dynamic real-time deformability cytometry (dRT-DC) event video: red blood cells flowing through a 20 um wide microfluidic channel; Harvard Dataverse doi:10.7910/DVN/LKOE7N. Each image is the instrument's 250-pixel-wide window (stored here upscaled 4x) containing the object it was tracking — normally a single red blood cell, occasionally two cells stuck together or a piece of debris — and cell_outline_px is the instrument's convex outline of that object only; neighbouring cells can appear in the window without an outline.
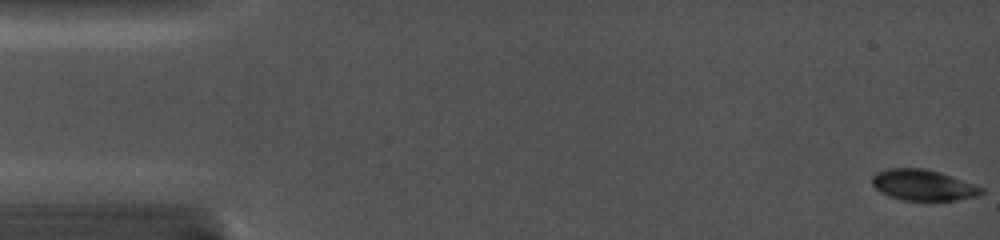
{"species": "common noctule bat (a hibernating species)", "species_latin": "Nyctalus noctula", "temperature_condition": "cold", "stored_images_in_passage": 38, "camera_frame_rate_fps": 5000, "um_per_image_px": 0.085, "animal": {"sex": "female", "body_mass_g": 19.0, "forearm_length_mm": 56.7}, "frame": {"image": 1, "passage_image": 1, "time_ms": 0.0, "image_size_px": [1000, 240], "cell_outline_px": [[984, 192], [980, 196], [956, 200], [900, 200], [888, 196], [880, 192], [872, 184], [872, 176], [876, 172], [888, 168], [924, 168], [940, 172], [984, 188]], "centroid_in_image_um": [78.46, 15.73], "position_along_channel_um": 6.5, "area_um2": 19.77}}
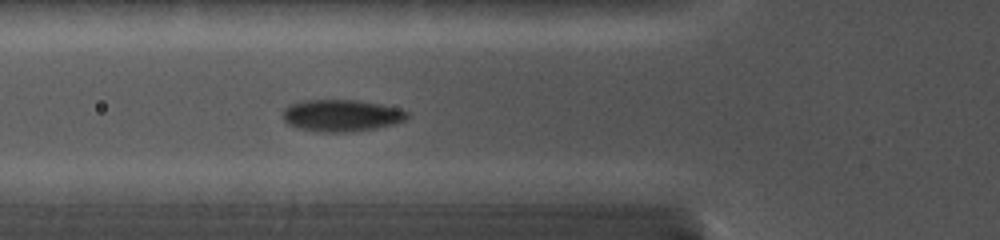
{"frame": {"image": 2, "passage_image": 15, "time_ms": 5.8, "image_size_px": [1000, 240], "cell_outline_px": [[412, 112], [404, 120], [392, 124], [376, 128], [348, 132], [320, 132], [300, 128], [288, 124], [280, 116], [284, 108], [288, 104], [300, 100], [360, 100], [400, 108]], "centroid_in_image_um": [29.0, 9.8], "position_along_channel_um": 96.8, "area_um2": 23.41}}
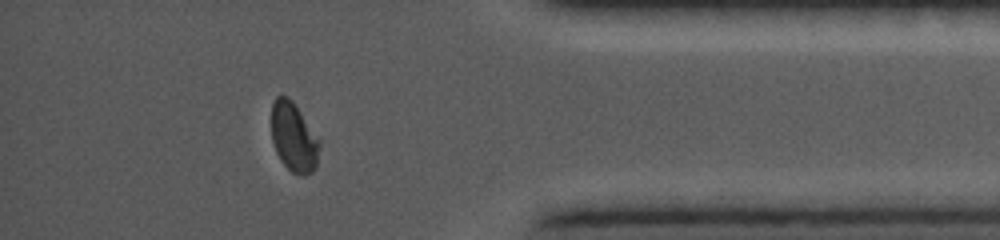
{"frame": {"image": 3, "passage_image": 34, "time_ms": 14.0, "image_size_px": [1000, 240], "cell_outline_px": [[320, 144], [316, 168], [312, 172], [292, 172], [280, 160], [276, 152], [272, 140], [272, 104], [276, 96], [288, 96], [292, 100], [320, 140]], "centroid_in_image_um": [24.96, 11.63], "position_along_channel_um": 410.2, "area_um2": 19.07}}